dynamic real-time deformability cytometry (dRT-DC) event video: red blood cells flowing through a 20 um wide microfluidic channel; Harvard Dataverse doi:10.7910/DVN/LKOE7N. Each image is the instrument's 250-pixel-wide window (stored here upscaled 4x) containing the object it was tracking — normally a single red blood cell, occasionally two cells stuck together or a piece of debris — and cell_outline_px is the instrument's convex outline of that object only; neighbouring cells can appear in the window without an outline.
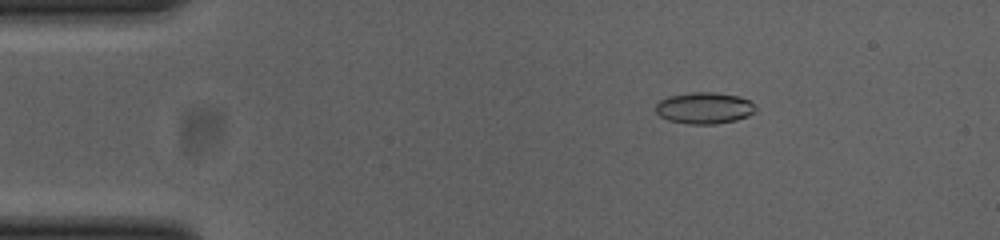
{"species": "common noctule bat (a hibernating species)", "species_latin": "Nyctalus noctula", "temperature_condition": "cold", "stored_images_in_passage": 51, "camera_frame_rate_fps": 3000, "um_per_image_px": 0.085, "animal": {"sex": "female", "body_mass_g": 23.0, "forearm_length_mm": 53.4}, "frame": {"image": 1, "passage_image": 7, "time_ms": 2.0, "image_size_px": [1000, 240], "cell_outline_px": [[756, 112], [748, 116], [736, 120], [716, 124], [688, 124], [668, 120], [660, 116], [656, 112], [656, 104], [660, 100], [668, 96], [692, 92], [712, 92], [740, 96], [748, 100], [756, 108]], "centroid_in_image_um": [59.86, 9.18], "position_along_channel_um": 25.1, "area_um2": 18.38}}
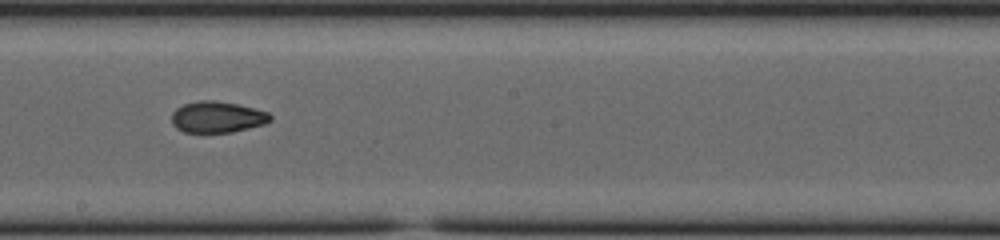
{"frame": {"image": 2, "passage_image": 28, "time_ms": 9.0, "image_size_px": [1000, 240], "cell_outline_px": [[272, 120], [264, 124], [232, 132], [184, 132], [176, 128], [172, 124], [172, 112], [176, 108], [184, 104], [200, 100], [216, 100], [256, 108], [268, 112], [272, 116]], "centroid_in_image_um": [18.47, 9.94], "position_along_channel_um": 229.7, "area_um2": 18.03}}
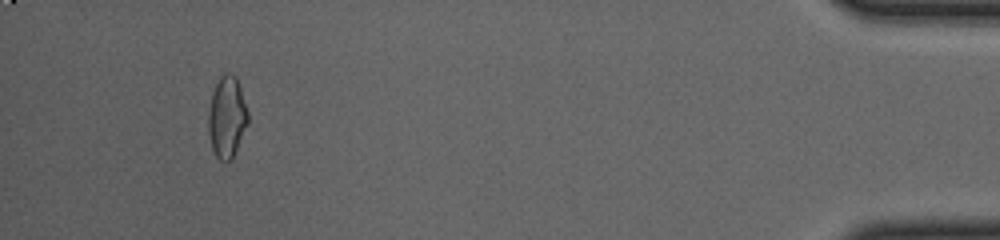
{"frame": {"image": 3, "passage_image": 48, "time_ms": 15.667, "image_size_px": [1000, 240], "cell_outline_px": [[248, 124], [232, 160], [220, 160], [216, 156], [212, 148], [208, 132], [208, 112], [212, 92], [220, 76], [224, 72], [232, 72], [236, 76], [248, 112]], "centroid_in_image_um": [19.29, 9.93], "position_along_channel_um": 415.9, "area_um2": 18.9}, "authors_computed_cell_mechanics": {"area_um2": 18.3804, "velocity_mm_per_s": 3.8692, "shape_relaxation_time_tau1_ms": null, "shape_relaxation_time_tau2_ms": 1.7964, "deformation_change_tau1": null, "deformation_change_tau2": 0.0548}}